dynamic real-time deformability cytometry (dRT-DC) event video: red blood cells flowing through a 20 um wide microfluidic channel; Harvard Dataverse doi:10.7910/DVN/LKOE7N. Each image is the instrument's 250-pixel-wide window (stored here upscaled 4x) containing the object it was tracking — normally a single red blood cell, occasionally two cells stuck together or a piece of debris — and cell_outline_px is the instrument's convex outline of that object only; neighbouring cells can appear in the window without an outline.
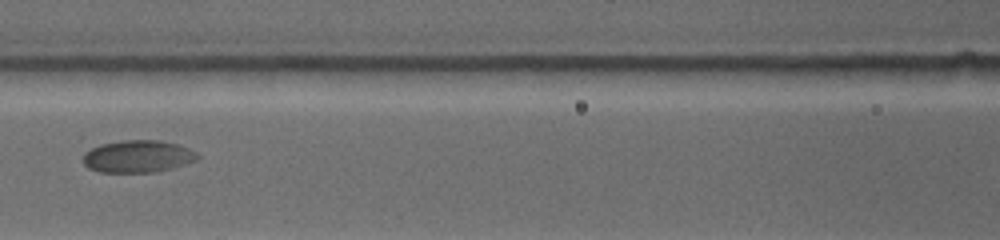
{"species": "common noctule bat (a hibernating species)", "species_latin": "Nyctalus noctula", "temperature_condition": "warm", "stored_images_in_passage": 6, "camera_frame_rate_fps": 4500, "um_per_image_px": 0.085, "animal": {"sex": "female", "body_mass_g": 19.0, "forearm_length_mm": 53.3}, "frame": {"image": 1, "passage_image": 5, "time_ms": 4.0, "image_size_px": [1000, 240], "cell_outline_px": [[200, 156], [196, 160], [172, 168], [156, 172], [100, 172], [88, 168], [84, 164], [84, 152], [100, 144], [124, 140], [160, 140], [176, 144], [188, 148], [196, 152]], "centroid_in_image_um": [11.71, 13.29], "position_along_channel_um": 154.9, "area_um2": 21.44}}